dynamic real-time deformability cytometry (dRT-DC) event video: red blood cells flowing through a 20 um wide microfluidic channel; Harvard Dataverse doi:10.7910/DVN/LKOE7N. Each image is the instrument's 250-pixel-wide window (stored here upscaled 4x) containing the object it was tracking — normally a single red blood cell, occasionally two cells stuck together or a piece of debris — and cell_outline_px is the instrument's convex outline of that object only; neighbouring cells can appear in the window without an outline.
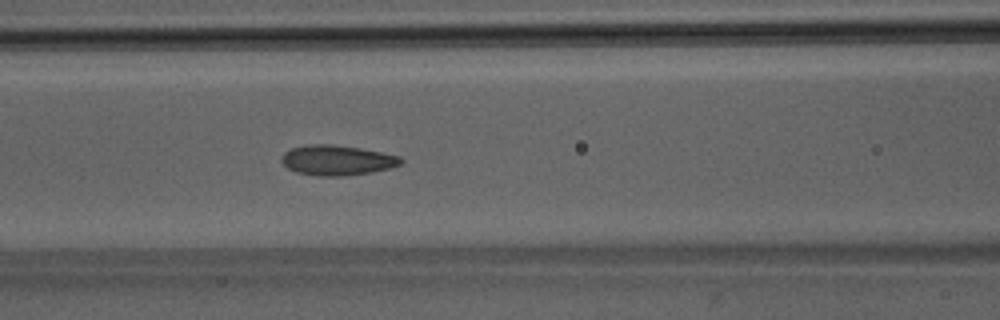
{"species": "Egyptian fruit bat (a non-hibernating species)", "species_latin": "Rousettus aegyptiacus", "temperature_condition": "room temperature", "stored_images_in_passage": 51, "camera_frame_rate_fps": 3000, "um_per_image_px": 0.085, "animal": {"sex": "male"}, "frame": {"image": 1, "passage_image": 22, "time_ms": 7.0, "image_size_px": [1000, 320], "cell_outline_px": [[404, 160], [400, 164], [388, 168], [372, 172], [344, 176], [320, 176], [296, 172], [288, 168], [280, 160], [280, 156], [284, 152], [292, 148], [308, 144], [328, 144], [360, 148], [400, 156]], "centroid_in_image_um": [28.62, 13.62], "position_along_channel_um": 138.0, "area_um2": 20.87}}
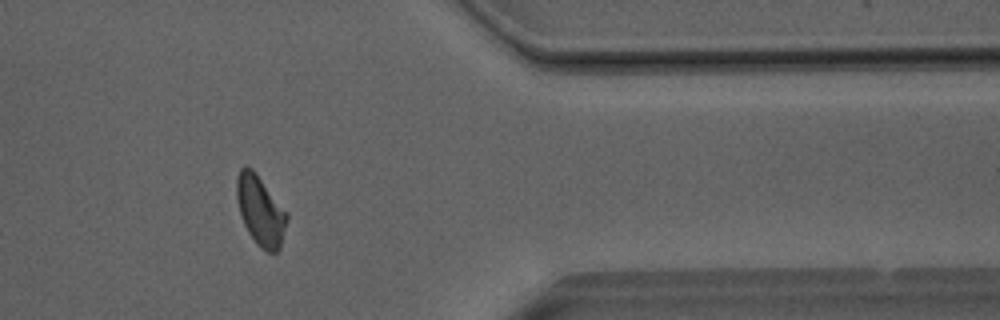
{"frame": {"image": 2, "passage_image": 42, "time_ms": 13.667, "image_size_px": [1000, 320], "cell_outline_px": [[288, 220], [280, 248], [276, 252], [268, 252], [256, 244], [248, 232], [240, 216], [236, 200], [236, 176], [240, 168], [244, 164], [252, 168], [256, 172], [288, 212]], "centroid_in_image_um": [22.13, 17.87], "position_along_channel_um": 389.3, "area_um2": 20.87}}
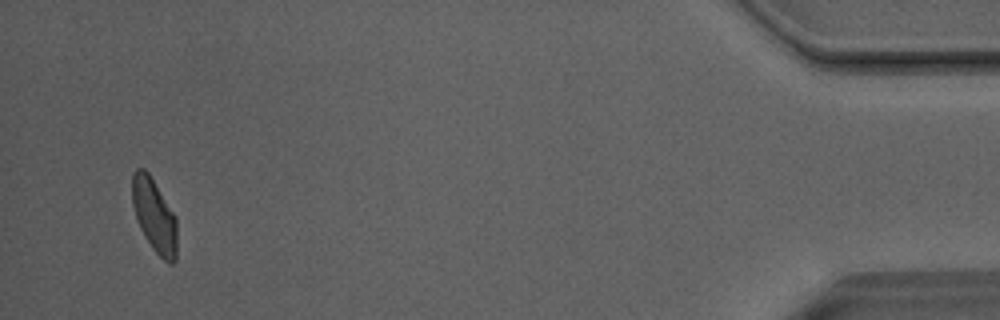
{"frame": {"image": 3, "passage_image": 49, "time_ms": 16.0, "image_size_px": [1000, 320], "cell_outline_px": [[176, 260], [172, 264], [168, 264], [152, 248], [144, 236], [140, 228], [132, 204], [132, 172], [136, 168], [144, 168], [148, 172], [176, 216]], "centroid_in_image_um": [13.11, 18.31], "position_along_channel_um": 422.1, "area_um2": 19.19}, "authors_computed_cell_mechanics": {"area_um2": 20.4034, "velocity_mm_per_s": 4.0525, "shape_relaxation_time_tau1_ms": 7.8738, "shape_relaxation_time_tau2_ms": 1.4401, "deformation_change_tau1": 0.1555, "deformation_change_tau2": 0.0765}}